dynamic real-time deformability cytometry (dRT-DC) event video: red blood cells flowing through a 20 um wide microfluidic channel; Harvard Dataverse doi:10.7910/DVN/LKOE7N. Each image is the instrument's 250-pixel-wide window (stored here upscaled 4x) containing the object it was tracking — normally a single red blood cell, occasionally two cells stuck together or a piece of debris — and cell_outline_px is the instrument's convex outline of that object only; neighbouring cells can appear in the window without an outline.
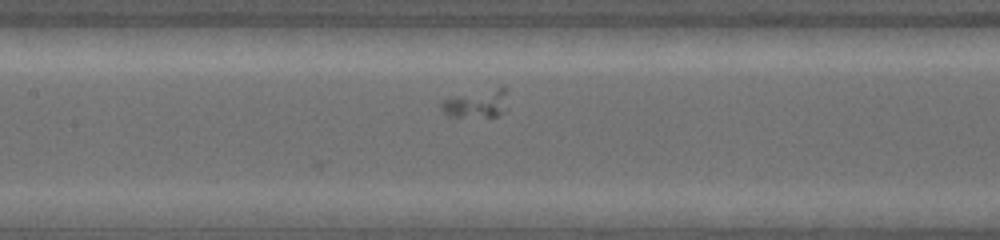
{"species": "common noctule bat (a hibernating species)", "species_latin": "Nyctalus noctula", "temperature_condition": "warm", "stored_images_in_passage": 14, "camera_frame_rate_fps": 4500, "um_per_image_px": 0.085, "animal": {"sex": "female", "body_mass_g": 19.0, "forearm_length_mm": 53.3}, "frame": {"image": 1, "passage_image": 10, "time_ms": 3.556, "image_size_px": [1000, 240], "cell_outline_px": [[504, 112], [500, 116], [452, 116], [444, 112], [440, 108], [440, 104], [444, 100], [452, 96], [500, 88], [504, 88]], "centroid_in_image_um": [40.44, 8.83], "position_along_channel_um": 167.0, "area_um2": 10.23}}
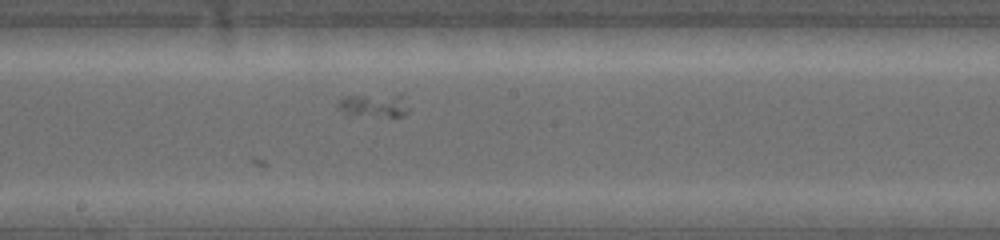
{"frame": {"image": 2, "passage_image": 14, "time_ms": 4.889, "image_size_px": [1000, 240], "cell_outline_px": [[408, 112], [404, 116], [348, 116], [336, 108], [336, 104], [344, 96], [400, 92], [404, 92], [408, 108]], "centroid_in_image_um": [31.81, 8.92], "position_along_channel_um": 216.4, "area_um2": 10.58}}